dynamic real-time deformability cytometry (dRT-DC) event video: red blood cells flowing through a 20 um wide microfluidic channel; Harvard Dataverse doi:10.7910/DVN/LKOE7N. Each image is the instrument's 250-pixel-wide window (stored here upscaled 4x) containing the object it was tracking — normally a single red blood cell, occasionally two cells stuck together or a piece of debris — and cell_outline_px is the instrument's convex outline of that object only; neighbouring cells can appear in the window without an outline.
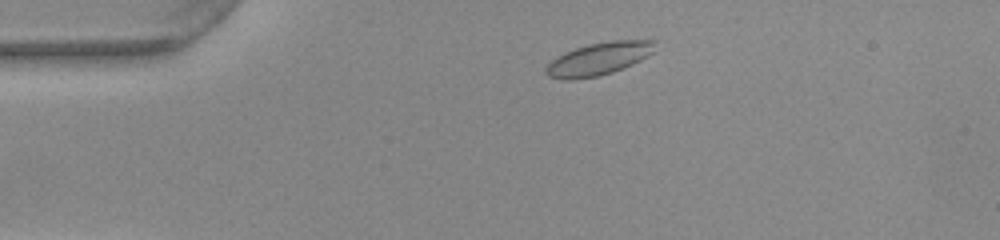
{"species": "common noctule bat (a hibernating species)", "species_latin": "Nyctalus noctula", "temperature_condition": "warm", "stored_images_in_passage": 46, "camera_frame_rate_fps": 3000, "um_per_image_px": 0.085, "animal": {"sex": "female", "body_mass_g": 22.0, "forearm_length_mm": 56.7}, "frame": {"image": 1, "passage_image": 4, "time_ms": 1.0, "image_size_px": [1000, 240], "cell_outline_px": [[656, 40], [652, 52], [648, 56], [624, 68], [612, 72], [596, 76], [572, 80], [560, 80], [548, 76], [544, 72], [544, 68], [552, 60], [564, 52], [588, 44], [612, 40]], "centroid_in_image_um": [50.85, 5.01], "position_along_channel_um": 34.1, "area_um2": 20.75}}
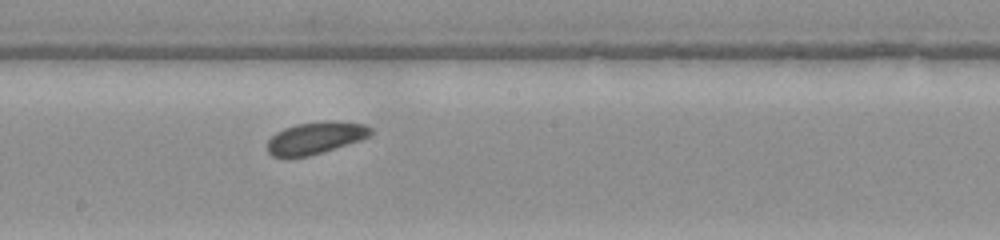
{"frame": {"image": 2, "passage_image": 22, "time_ms": 7.0, "image_size_px": [1000, 240], "cell_outline_px": [[372, 132], [368, 136], [360, 140], [308, 156], [272, 156], [268, 152], [268, 140], [276, 132], [284, 128], [296, 124], [320, 120], [336, 120], [364, 124], [372, 128]], "centroid_in_image_um": [26.83, 11.68], "position_along_channel_um": 221.4, "area_um2": 19.19}}
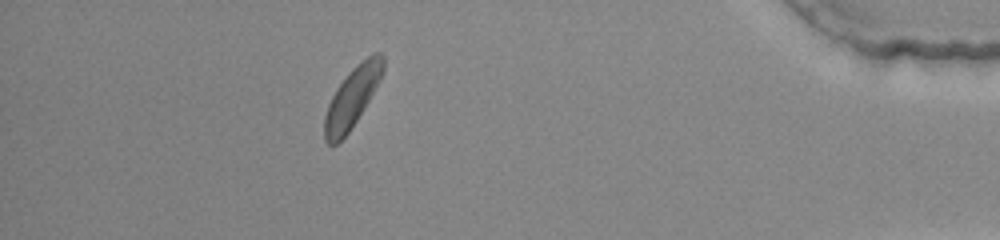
{"frame": {"image": 3, "passage_image": 40, "time_ms": 13.0, "image_size_px": [1000, 240], "cell_outline_px": [[384, 72], [380, 80], [356, 120], [348, 132], [336, 144], [328, 144], [324, 140], [324, 116], [328, 104], [336, 88], [352, 68], [356, 64], [368, 56], [376, 52], [380, 52], [384, 56]], "centroid_in_image_um": [29.93, 8.25], "position_along_channel_um": 405.3, "area_um2": 20.17}, "authors_computed_cell_mechanics": {"area_um2": 19.8832, "velocity_mm_per_s": 3.8763, "shape_relaxation_time_tau1_ms": 2.3342, "shape_relaxation_time_tau2_ms": null, "deformation_change_tau1": 0.0792, "deformation_change_tau2": null}}